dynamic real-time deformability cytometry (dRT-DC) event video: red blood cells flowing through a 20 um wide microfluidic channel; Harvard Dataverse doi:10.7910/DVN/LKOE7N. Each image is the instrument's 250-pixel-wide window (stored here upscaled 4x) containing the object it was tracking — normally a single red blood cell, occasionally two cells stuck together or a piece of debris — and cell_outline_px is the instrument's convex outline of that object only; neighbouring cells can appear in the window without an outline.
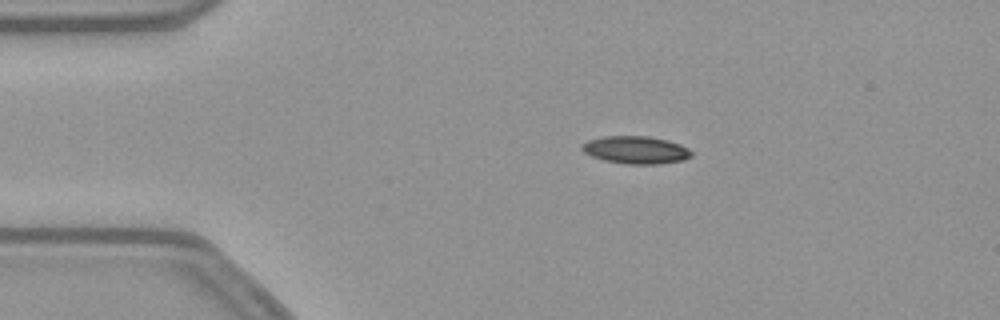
{"species": "common noctule bat (a hibernating species)", "species_latin": "Nyctalus noctula", "temperature_condition": "warm", "stored_images_in_passage": 45, "camera_frame_rate_fps": 3000, "um_per_image_px": 0.085, "animal": {"sex": "female", "body_mass_g": 21.9}, "frame": {"image": 1, "passage_image": 1, "time_ms": 0.0, "image_size_px": [1000, 320], "cell_outline_px": [[692, 156], [684, 160], [656, 164], [628, 164], [604, 160], [592, 156], [584, 152], [580, 148], [580, 144], [588, 140], [604, 136], [648, 136], [668, 140], [680, 144], [688, 148], [692, 152]], "centroid_in_image_um": [54.04, 12.74], "position_along_channel_um": 31.0, "area_um2": 17.69}}
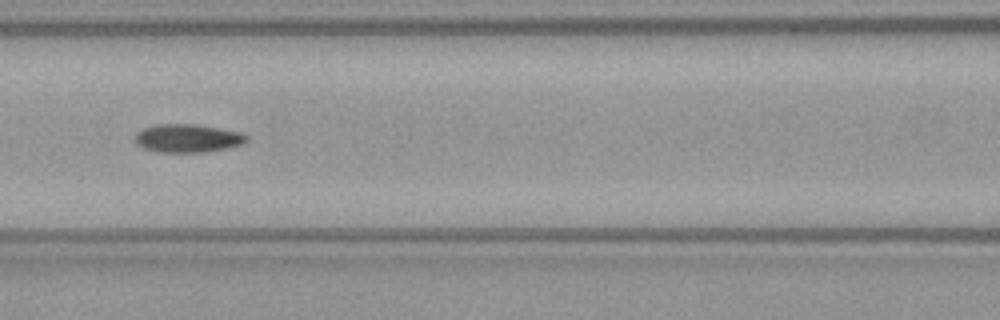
{"frame": {"image": 2, "passage_image": 14, "time_ms": 4.333, "image_size_px": [1000, 320], "cell_outline_px": [[248, 140], [244, 144], [204, 152], [160, 152], [144, 148], [136, 144], [136, 132], [144, 128], [156, 124], [196, 124], [240, 132], [248, 136]], "centroid_in_image_um": [15.95, 11.74], "position_along_channel_um": 150.6, "area_um2": 18.26}}
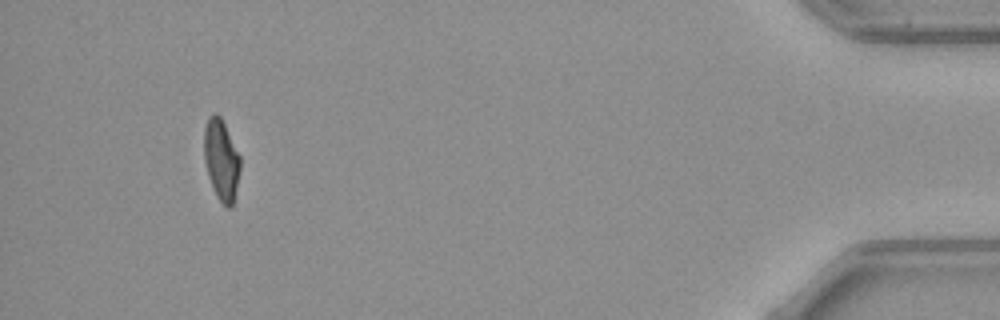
{"frame": {"image": 3, "passage_image": 41, "time_ms": 13.333, "image_size_px": [1000, 320], "cell_outline_px": [[240, 172], [232, 208], [228, 208], [216, 196], [212, 188], [208, 176], [204, 160], [204, 128], [208, 116], [212, 112], [216, 112], [220, 116], [240, 156]], "centroid_in_image_um": [18.8, 13.58], "position_along_channel_um": 416.4, "area_um2": 17.17}, "authors_computed_cell_mechanics": {"area_um2": 17.8602, "velocity_mm_per_s": 3.8181, "shape_relaxation_time_tau1_ms": 6.1074, "shape_relaxation_time_tau2_ms": 3.6005, "deformation_change_tau1": 0.1912, "deformation_change_tau2": 0.1}}